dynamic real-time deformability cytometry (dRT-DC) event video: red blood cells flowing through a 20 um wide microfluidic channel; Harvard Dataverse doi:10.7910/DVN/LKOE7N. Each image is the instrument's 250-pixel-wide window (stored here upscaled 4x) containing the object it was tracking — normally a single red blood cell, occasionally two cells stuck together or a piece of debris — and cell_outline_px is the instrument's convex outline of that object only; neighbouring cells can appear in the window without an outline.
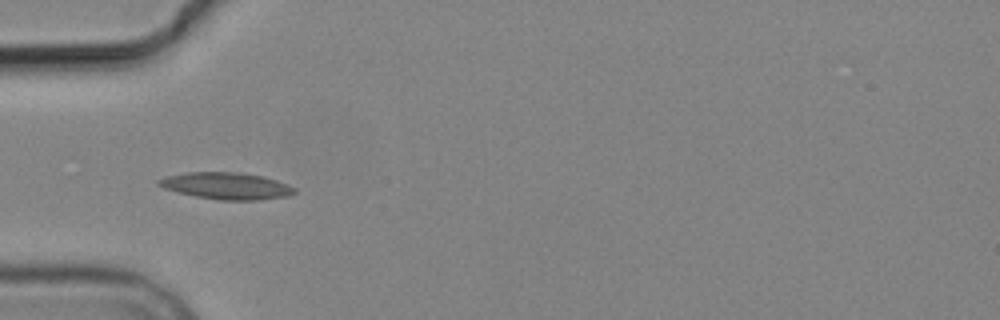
{"species": "common noctule bat (a hibernating species)", "species_latin": "Nyctalus noctula", "temperature_condition": "cold", "stored_images_in_passage": 5, "camera_frame_rate_fps": 3000, "um_per_image_px": 0.085, "animal": {"sex": "male", "body_mass_g": 19.2, "forearm_length_mm": 51.8}, "frame": {"image": 1, "passage_image": 1, "time_ms": 0.0, "image_size_px": [1000, 320], "cell_outline_px": [[296, 192], [288, 196], [260, 200], [220, 200], [196, 196], [176, 192], [164, 188], [156, 184], [156, 180], [168, 176], [188, 172], [240, 172], [264, 176], [288, 184], [296, 188]], "centroid_in_image_um": [19.26, 15.8], "position_along_channel_um": 65.7, "area_um2": 21.33}}
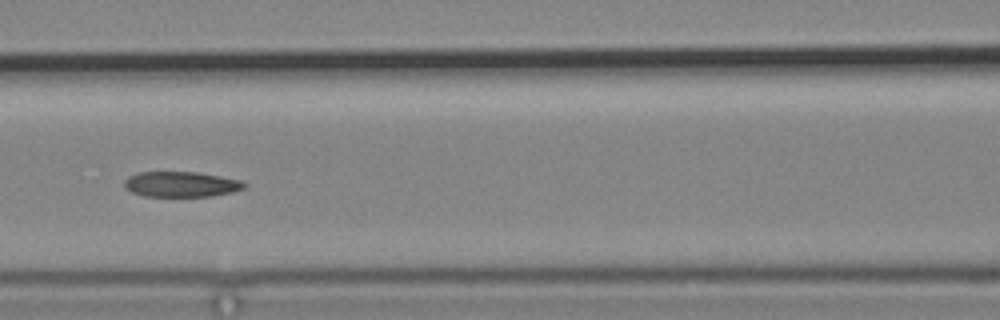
{"frame": {"image": 2, "passage_image": 3, "time_ms": 2.333, "image_size_px": [1000, 320], "cell_outline_px": [[248, 184], [244, 188], [232, 192], [212, 196], [144, 196], [132, 192], [124, 188], [124, 180], [128, 176], [140, 172], [196, 172], [220, 176], [240, 180]], "centroid_in_image_um": [15.38, 15.66], "position_along_channel_um": 151.2, "area_um2": 17.74}}
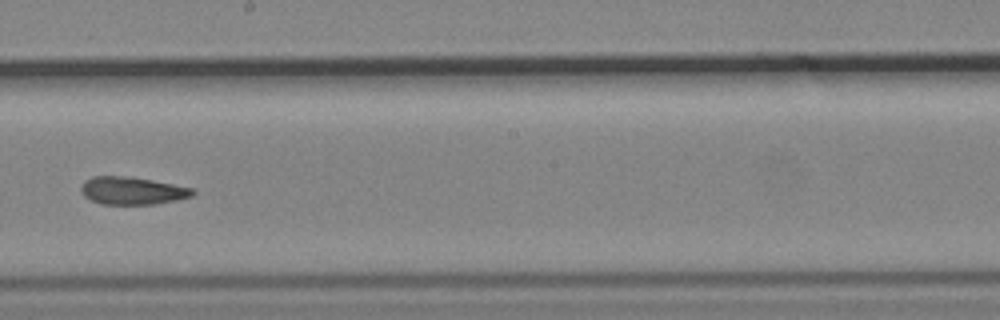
{"frame": {"image": 3, "passage_image": 5, "time_ms": 4.667, "image_size_px": [1000, 320], "cell_outline_px": [[196, 192], [192, 196], [176, 200], [156, 204], [100, 204], [84, 196], [80, 192], [80, 188], [84, 180], [92, 176], [132, 176], [192, 188]], "centroid_in_image_um": [11.21, 16.2], "position_along_channel_um": 237.0, "area_um2": 18.09}}